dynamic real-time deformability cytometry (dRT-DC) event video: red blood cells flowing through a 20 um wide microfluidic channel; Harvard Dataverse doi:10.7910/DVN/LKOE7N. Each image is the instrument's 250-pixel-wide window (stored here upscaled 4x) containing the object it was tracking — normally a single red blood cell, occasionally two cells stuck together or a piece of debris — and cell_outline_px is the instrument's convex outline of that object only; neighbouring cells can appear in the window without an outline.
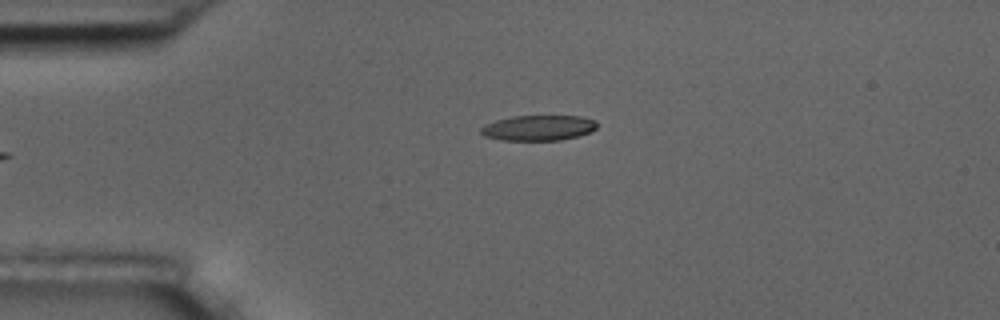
{"species": "common noctule bat (a hibernating species)", "species_latin": "Nyctalus noctula", "temperature_condition": "room temperature", "stored_images_in_passage": 4, "camera_frame_rate_fps": 3000, "um_per_image_px": 0.085, "animal": {"sex": "male", "body_mass_g": 17.5, "forearm_length_mm": 52.3}, "frame": {"image": 1, "passage_image": 4, "time_ms": 4.333, "image_size_px": [1000, 320], "cell_outline_px": [[596, 128], [588, 132], [576, 136], [560, 140], [500, 140], [484, 136], [480, 132], [480, 128], [496, 120], [512, 116], [580, 116], [596, 120]], "centroid_in_image_um": [45.74, 10.86], "position_along_channel_um": 39.3, "area_um2": 16.99}}